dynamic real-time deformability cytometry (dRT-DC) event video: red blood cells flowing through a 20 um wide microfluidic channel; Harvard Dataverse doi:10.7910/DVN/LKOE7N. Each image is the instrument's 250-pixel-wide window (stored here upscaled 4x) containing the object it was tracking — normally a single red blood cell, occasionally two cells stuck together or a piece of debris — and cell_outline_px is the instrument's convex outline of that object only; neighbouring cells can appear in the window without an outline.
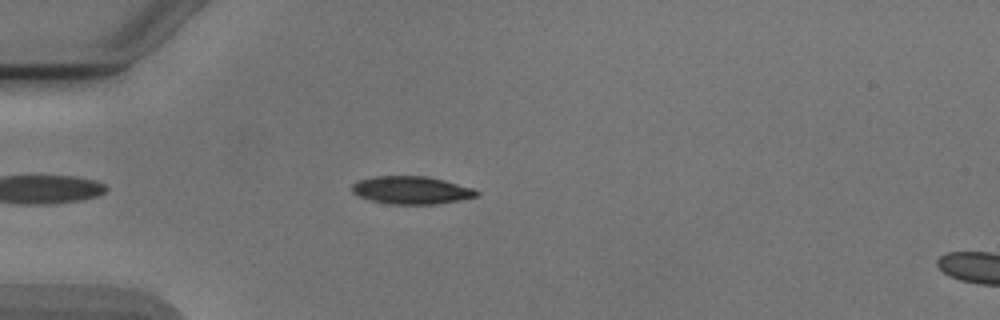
{"species": "Egyptian fruit bat (a non-hibernating species)", "species_latin": "Rousettus aegyptiacus", "temperature_condition": "cold", "stored_images_in_passage": 5, "camera_frame_rate_fps": 3000, "um_per_image_px": 0.085, "animal": {"sex": "male"}, "frame": {"image": 1, "passage_image": 5, "time_ms": 4.667, "image_size_px": [1000, 320], "cell_outline_px": [[480, 192], [476, 196], [460, 200], [436, 204], [392, 204], [372, 200], [360, 196], [352, 192], [352, 184], [360, 180], [372, 176], [428, 176], [444, 180], [472, 188]], "centroid_in_image_um": [34.97, 16.15], "position_along_channel_um": 50.0, "area_um2": 20.0}}